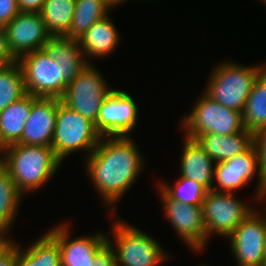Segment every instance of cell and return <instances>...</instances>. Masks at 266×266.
<instances>
[{"mask_svg":"<svg viewBox=\"0 0 266 266\" xmlns=\"http://www.w3.org/2000/svg\"><path fill=\"white\" fill-rule=\"evenodd\" d=\"M20 13L17 0H0V25L5 26Z\"/></svg>","mask_w":266,"mask_h":266,"instance_id":"f546056e","label":"cell"},{"mask_svg":"<svg viewBox=\"0 0 266 266\" xmlns=\"http://www.w3.org/2000/svg\"><path fill=\"white\" fill-rule=\"evenodd\" d=\"M241 114L244 129L253 134L266 127V68L255 80Z\"/></svg>","mask_w":266,"mask_h":266,"instance_id":"7402d4cb","label":"cell"},{"mask_svg":"<svg viewBox=\"0 0 266 266\" xmlns=\"http://www.w3.org/2000/svg\"><path fill=\"white\" fill-rule=\"evenodd\" d=\"M128 0H103L105 6L111 10L112 8L116 7L120 3L123 4L122 2H126ZM141 1V0H140ZM144 1V0H143ZM146 1V0H145Z\"/></svg>","mask_w":266,"mask_h":266,"instance_id":"8d00e7d4","label":"cell"},{"mask_svg":"<svg viewBox=\"0 0 266 266\" xmlns=\"http://www.w3.org/2000/svg\"><path fill=\"white\" fill-rule=\"evenodd\" d=\"M22 70L17 61L0 66V112L26 95Z\"/></svg>","mask_w":266,"mask_h":266,"instance_id":"484cf974","label":"cell"},{"mask_svg":"<svg viewBox=\"0 0 266 266\" xmlns=\"http://www.w3.org/2000/svg\"><path fill=\"white\" fill-rule=\"evenodd\" d=\"M157 188L166 217L180 240H183L184 244L194 253L206 249L209 240L206 237L202 207L175 201L158 186Z\"/></svg>","mask_w":266,"mask_h":266,"instance_id":"4fadbf2b","label":"cell"},{"mask_svg":"<svg viewBox=\"0 0 266 266\" xmlns=\"http://www.w3.org/2000/svg\"><path fill=\"white\" fill-rule=\"evenodd\" d=\"M44 3L45 0H17L20 12L39 13Z\"/></svg>","mask_w":266,"mask_h":266,"instance_id":"d6a6232c","label":"cell"},{"mask_svg":"<svg viewBox=\"0 0 266 266\" xmlns=\"http://www.w3.org/2000/svg\"><path fill=\"white\" fill-rule=\"evenodd\" d=\"M58 105V98L31 95V112L18 143L51 147Z\"/></svg>","mask_w":266,"mask_h":266,"instance_id":"2e32d148","label":"cell"},{"mask_svg":"<svg viewBox=\"0 0 266 266\" xmlns=\"http://www.w3.org/2000/svg\"><path fill=\"white\" fill-rule=\"evenodd\" d=\"M138 110L132 95L113 88L100 107L95 128L101 137H130L138 122Z\"/></svg>","mask_w":266,"mask_h":266,"instance_id":"7c38bea8","label":"cell"},{"mask_svg":"<svg viewBox=\"0 0 266 266\" xmlns=\"http://www.w3.org/2000/svg\"><path fill=\"white\" fill-rule=\"evenodd\" d=\"M21 245L18 244V259L15 262V266H26V249L23 247L20 248Z\"/></svg>","mask_w":266,"mask_h":266,"instance_id":"d590c367","label":"cell"},{"mask_svg":"<svg viewBox=\"0 0 266 266\" xmlns=\"http://www.w3.org/2000/svg\"><path fill=\"white\" fill-rule=\"evenodd\" d=\"M105 79L99 69L88 64L67 86L61 101L96 124L100 107L113 90Z\"/></svg>","mask_w":266,"mask_h":266,"instance_id":"9c48e42d","label":"cell"},{"mask_svg":"<svg viewBox=\"0 0 266 266\" xmlns=\"http://www.w3.org/2000/svg\"><path fill=\"white\" fill-rule=\"evenodd\" d=\"M15 61L16 59L12 56L8 48L5 28L0 25V66H5Z\"/></svg>","mask_w":266,"mask_h":266,"instance_id":"1f68e13d","label":"cell"},{"mask_svg":"<svg viewBox=\"0 0 266 266\" xmlns=\"http://www.w3.org/2000/svg\"><path fill=\"white\" fill-rule=\"evenodd\" d=\"M119 31L109 18V14L94 23L84 35L78 39L81 51L88 64L95 58H105L112 54L120 43ZM90 59V60H89Z\"/></svg>","mask_w":266,"mask_h":266,"instance_id":"ac0fdd59","label":"cell"},{"mask_svg":"<svg viewBox=\"0 0 266 266\" xmlns=\"http://www.w3.org/2000/svg\"><path fill=\"white\" fill-rule=\"evenodd\" d=\"M181 151L180 176L191 179L212 190L216 162L191 138L184 137Z\"/></svg>","mask_w":266,"mask_h":266,"instance_id":"e0dca14e","label":"cell"},{"mask_svg":"<svg viewBox=\"0 0 266 266\" xmlns=\"http://www.w3.org/2000/svg\"><path fill=\"white\" fill-rule=\"evenodd\" d=\"M23 74L27 94L36 97L61 99L67 85L62 69L44 49L24 54L16 60Z\"/></svg>","mask_w":266,"mask_h":266,"instance_id":"ba28073f","label":"cell"},{"mask_svg":"<svg viewBox=\"0 0 266 266\" xmlns=\"http://www.w3.org/2000/svg\"><path fill=\"white\" fill-rule=\"evenodd\" d=\"M30 112L31 94H26L0 112V142L4 148L21 140Z\"/></svg>","mask_w":266,"mask_h":266,"instance_id":"44dd1931","label":"cell"},{"mask_svg":"<svg viewBox=\"0 0 266 266\" xmlns=\"http://www.w3.org/2000/svg\"><path fill=\"white\" fill-rule=\"evenodd\" d=\"M3 155H4V146L0 142V163L2 161Z\"/></svg>","mask_w":266,"mask_h":266,"instance_id":"74e56055","label":"cell"},{"mask_svg":"<svg viewBox=\"0 0 266 266\" xmlns=\"http://www.w3.org/2000/svg\"><path fill=\"white\" fill-rule=\"evenodd\" d=\"M18 259V243H16L2 258H0V266H15Z\"/></svg>","mask_w":266,"mask_h":266,"instance_id":"e575fe53","label":"cell"},{"mask_svg":"<svg viewBox=\"0 0 266 266\" xmlns=\"http://www.w3.org/2000/svg\"><path fill=\"white\" fill-rule=\"evenodd\" d=\"M76 0H45L39 12L52 37L66 36L70 31Z\"/></svg>","mask_w":266,"mask_h":266,"instance_id":"603a6c76","label":"cell"},{"mask_svg":"<svg viewBox=\"0 0 266 266\" xmlns=\"http://www.w3.org/2000/svg\"><path fill=\"white\" fill-rule=\"evenodd\" d=\"M266 63L244 66L240 63L222 61L212 69L203 92L227 108L243 111L246 100Z\"/></svg>","mask_w":266,"mask_h":266,"instance_id":"3957f363","label":"cell"},{"mask_svg":"<svg viewBox=\"0 0 266 266\" xmlns=\"http://www.w3.org/2000/svg\"><path fill=\"white\" fill-rule=\"evenodd\" d=\"M110 13L103 0H76L70 31L65 37L78 40L96 22Z\"/></svg>","mask_w":266,"mask_h":266,"instance_id":"d4e9b609","label":"cell"},{"mask_svg":"<svg viewBox=\"0 0 266 266\" xmlns=\"http://www.w3.org/2000/svg\"><path fill=\"white\" fill-rule=\"evenodd\" d=\"M100 139L93 122L59 99L51 147L61 162L79 150H84L89 155Z\"/></svg>","mask_w":266,"mask_h":266,"instance_id":"5b68a950","label":"cell"},{"mask_svg":"<svg viewBox=\"0 0 266 266\" xmlns=\"http://www.w3.org/2000/svg\"><path fill=\"white\" fill-rule=\"evenodd\" d=\"M253 145L258 154L260 171L266 180V127L253 134Z\"/></svg>","mask_w":266,"mask_h":266,"instance_id":"f1b7e54d","label":"cell"},{"mask_svg":"<svg viewBox=\"0 0 266 266\" xmlns=\"http://www.w3.org/2000/svg\"><path fill=\"white\" fill-rule=\"evenodd\" d=\"M9 234L10 231L0 230V258H2L16 244L13 239H10L11 237H8Z\"/></svg>","mask_w":266,"mask_h":266,"instance_id":"836d02e7","label":"cell"},{"mask_svg":"<svg viewBox=\"0 0 266 266\" xmlns=\"http://www.w3.org/2000/svg\"><path fill=\"white\" fill-rule=\"evenodd\" d=\"M70 222L47 231L59 244L61 266H93L94 256L108 243V234L100 231L71 239Z\"/></svg>","mask_w":266,"mask_h":266,"instance_id":"5bb4252c","label":"cell"},{"mask_svg":"<svg viewBox=\"0 0 266 266\" xmlns=\"http://www.w3.org/2000/svg\"><path fill=\"white\" fill-rule=\"evenodd\" d=\"M198 145L217 163L242 154L253 145V133L244 129L241 132L221 136L214 133L194 136Z\"/></svg>","mask_w":266,"mask_h":266,"instance_id":"ffe728a7","label":"cell"},{"mask_svg":"<svg viewBox=\"0 0 266 266\" xmlns=\"http://www.w3.org/2000/svg\"><path fill=\"white\" fill-rule=\"evenodd\" d=\"M201 207L208 240L212 234L227 238L255 209L233 193L214 190L207 192Z\"/></svg>","mask_w":266,"mask_h":266,"instance_id":"8fae6325","label":"cell"},{"mask_svg":"<svg viewBox=\"0 0 266 266\" xmlns=\"http://www.w3.org/2000/svg\"><path fill=\"white\" fill-rule=\"evenodd\" d=\"M43 49L61 67L62 80L67 86L88 65L76 39L51 37Z\"/></svg>","mask_w":266,"mask_h":266,"instance_id":"d6986e66","label":"cell"},{"mask_svg":"<svg viewBox=\"0 0 266 266\" xmlns=\"http://www.w3.org/2000/svg\"><path fill=\"white\" fill-rule=\"evenodd\" d=\"M255 174L257 175L256 183L258 186H256L257 189L253 198L256 200L253 202H266V180L260 171L258 154L254 145L242 154L215 164L212 190L234 193L246 187L256 176Z\"/></svg>","mask_w":266,"mask_h":266,"instance_id":"52a82bcc","label":"cell"},{"mask_svg":"<svg viewBox=\"0 0 266 266\" xmlns=\"http://www.w3.org/2000/svg\"><path fill=\"white\" fill-rule=\"evenodd\" d=\"M85 157L88 178L107 211L112 213L139 178L145 159L131 136L101 137L96 148Z\"/></svg>","mask_w":266,"mask_h":266,"instance_id":"6da1fadb","label":"cell"},{"mask_svg":"<svg viewBox=\"0 0 266 266\" xmlns=\"http://www.w3.org/2000/svg\"><path fill=\"white\" fill-rule=\"evenodd\" d=\"M93 266H118L115 252L109 243L94 256Z\"/></svg>","mask_w":266,"mask_h":266,"instance_id":"4dcf8cb0","label":"cell"},{"mask_svg":"<svg viewBox=\"0 0 266 266\" xmlns=\"http://www.w3.org/2000/svg\"><path fill=\"white\" fill-rule=\"evenodd\" d=\"M118 218H113L111 223L114 241L108 236L118 266H159L165 263L169 256L155 238Z\"/></svg>","mask_w":266,"mask_h":266,"instance_id":"277c9868","label":"cell"},{"mask_svg":"<svg viewBox=\"0 0 266 266\" xmlns=\"http://www.w3.org/2000/svg\"><path fill=\"white\" fill-rule=\"evenodd\" d=\"M264 6H266V0H260Z\"/></svg>","mask_w":266,"mask_h":266,"instance_id":"f35d334b","label":"cell"},{"mask_svg":"<svg viewBox=\"0 0 266 266\" xmlns=\"http://www.w3.org/2000/svg\"><path fill=\"white\" fill-rule=\"evenodd\" d=\"M26 247V266H61L58 242L46 231Z\"/></svg>","mask_w":266,"mask_h":266,"instance_id":"4316f807","label":"cell"},{"mask_svg":"<svg viewBox=\"0 0 266 266\" xmlns=\"http://www.w3.org/2000/svg\"><path fill=\"white\" fill-rule=\"evenodd\" d=\"M10 53L17 60L24 54L43 49L52 37L40 13L20 12L4 26Z\"/></svg>","mask_w":266,"mask_h":266,"instance_id":"9a60e30c","label":"cell"},{"mask_svg":"<svg viewBox=\"0 0 266 266\" xmlns=\"http://www.w3.org/2000/svg\"><path fill=\"white\" fill-rule=\"evenodd\" d=\"M1 164L24 196L41 189L54 177L62 162L52 147L15 143L4 148Z\"/></svg>","mask_w":266,"mask_h":266,"instance_id":"7a4b0ae2","label":"cell"},{"mask_svg":"<svg viewBox=\"0 0 266 266\" xmlns=\"http://www.w3.org/2000/svg\"><path fill=\"white\" fill-rule=\"evenodd\" d=\"M199 97L180 122L184 137L192 139L208 133L227 136L244 130L241 112L219 104L204 92Z\"/></svg>","mask_w":266,"mask_h":266,"instance_id":"8992f818","label":"cell"},{"mask_svg":"<svg viewBox=\"0 0 266 266\" xmlns=\"http://www.w3.org/2000/svg\"><path fill=\"white\" fill-rule=\"evenodd\" d=\"M156 185L169 198L187 205L202 206L203 200L208 192L201 184L181 176L179 179H176L174 186L164 181H160Z\"/></svg>","mask_w":266,"mask_h":266,"instance_id":"83f0119b","label":"cell"},{"mask_svg":"<svg viewBox=\"0 0 266 266\" xmlns=\"http://www.w3.org/2000/svg\"><path fill=\"white\" fill-rule=\"evenodd\" d=\"M23 196L8 170L0 163V230L10 231L16 221Z\"/></svg>","mask_w":266,"mask_h":266,"instance_id":"cb8c5ba5","label":"cell"},{"mask_svg":"<svg viewBox=\"0 0 266 266\" xmlns=\"http://www.w3.org/2000/svg\"><path fill=\"white\" fill-rule=\"evenodd\" d=\"M263 204L266 205L264 202ZM266 208V206H265ZM266 209L256 208L227 237L237 266H264L266 261ZM264 214V216H263Z\"/></svg>","mask_w":266,"mask_h":266,"instance_id":"30bf717a","label":"cell"}]
</instances>
